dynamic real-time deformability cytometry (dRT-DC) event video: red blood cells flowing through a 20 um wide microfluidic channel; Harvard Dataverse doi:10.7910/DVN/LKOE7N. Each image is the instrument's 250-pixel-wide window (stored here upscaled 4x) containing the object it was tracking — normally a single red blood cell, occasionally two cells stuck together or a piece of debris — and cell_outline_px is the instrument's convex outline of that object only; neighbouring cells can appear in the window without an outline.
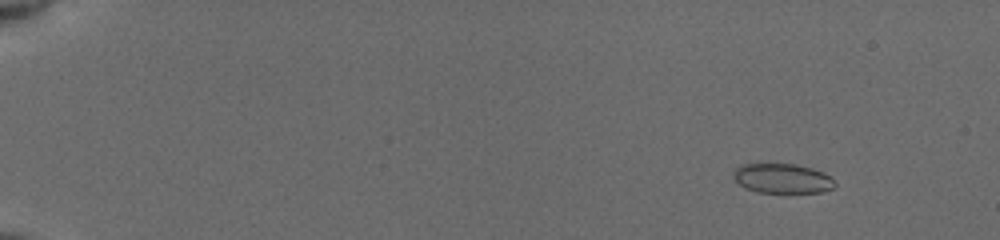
{"species": "common noctule bat (a hibernating species)", "species_latin": "Nyctalus noctula", "temperature_condition": "cold", "stored_images_in_passage": 48, "camera_frame_rate_fps": 3000, "um_per_image_px": 0.085, "animal": {"sex": "female", "body_mass_g": 19.5, "forearm_length_mm": 54.1}, "frame": {"image": 1, "passage_image": 6, "time_ms": 2.0, "image_size_px": [1000, 240], "cell_outline_px": [[836, 184], [832, 188], [820, 192], [756, 192], [744, 188], [732, 176], [732, 172], [740, 164], [796, 164], [812, 168], [824, 172]], "centroid_in_image_um": [66.46, 15.16], "position_along_channel_um": 18.5, "area_um2": 17.46}}
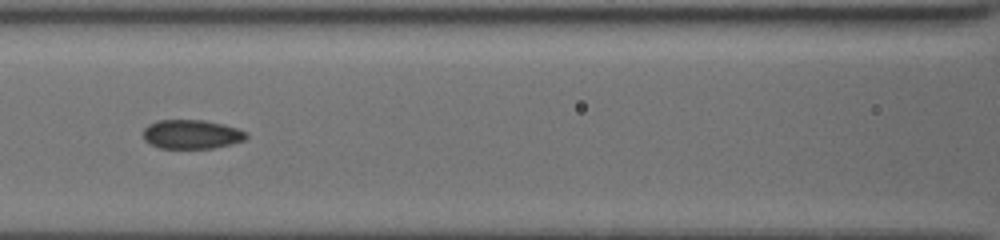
{"frame": {"image": 2, "passage_image": 25, "time_ms": 9.0, "image_size_px": [1000, 240], "cell_outline_px": [[248, 136], [244, 140], [232, 144], [212, 148], [160, 148], [144, 140], [144, 128], [148, 124], [156, 120], [204, 120], [224, 124], [248, 132]], "centroid_in_image_um": [16.3, 11.41], "position_along_channel_um": 150.3, "area_um2": 17.51}}
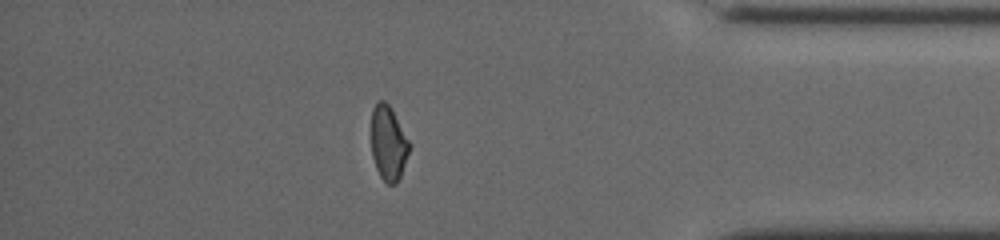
{"frame": {"image": 3, "passage_image": 42, "time_ms": 16.0, "image_size_px": [1000, 240], "cell_outline_px": [[412, 144], [400, 176], [396, 184], [388, 184], [380, 176], [376, 168], [372, 156], [372, 108], [380, 100], [384, 100], [392, 108]], "centroid_in_image_um": [33.04, 12.15], "position_along_channel_um": 402.2, "area_um2": 16.65}, "authors_computed_cell_mechanics": {"area_um2": 17.6001, "velocity_mm_per_s": 3.944, "shape_relaxation_time_tau1_ms": 7.68, "shape_relaxation_time_tau2_ms": 3.7394, "deformation_change_tau1": 0.1134, "deformation_change_tau2": 0.0689}}